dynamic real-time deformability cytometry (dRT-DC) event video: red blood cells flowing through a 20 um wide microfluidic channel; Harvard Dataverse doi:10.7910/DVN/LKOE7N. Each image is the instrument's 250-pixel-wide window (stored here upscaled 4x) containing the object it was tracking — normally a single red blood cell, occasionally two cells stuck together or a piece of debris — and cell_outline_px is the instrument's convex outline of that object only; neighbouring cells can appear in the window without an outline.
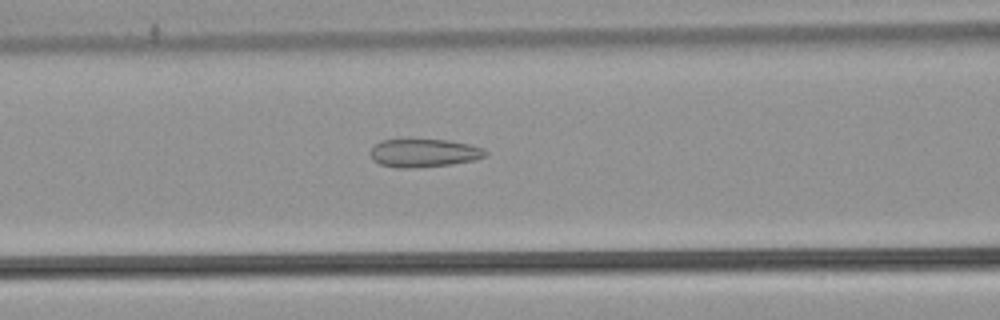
{"species": "common noctule bat (a hibernating species)", "species_latin": "Nyctalus noctula", "temperature_condition": "warm", "stored_images_in_passage": 53, "camera_frame_rate_fps": 3000, "um_per_image_px": 0.085, "animal": {"sex": "male", "body_mass_g": 21.5, "forearm_length_mm": 52.0}, "frame": {"image": 1, "passage_image": 23, "time_ms": 7.333, "image_size_px": [1000, 320], "cell_outline_px": [[488, 152], [484, 156], [472, 160], [452, 164], [416, 168], [396, 168], [380, 164], [372, 160], [368, 152], [380, 140], [404, 136], [448, 140], [468, 144], [484, 148]], "centroid_in_image_um": [35.94, 12.95], "position_along_channel_um": 130.7, "area_um2": 19.88}}
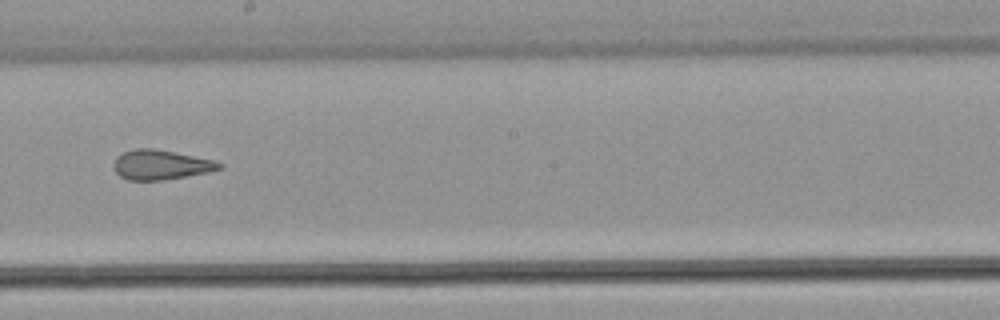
{"frame": {"image": 2, "passage_image": 31, "time_ms": 10.0, "image_size_px": [1000, 320], "cell_outline_px": [[224, 168], [208, 172], [160, 180], [128, 180], [120, 176], [116, 172], [112, 164], [116, 156], [124, 152], [136, 148], [152, 148], [216, 160], [224, 164]], "centroid_in_image_um": [13.67, 14.0], "position_along_channel_um": 234.5, "area_um2": 18.26}}
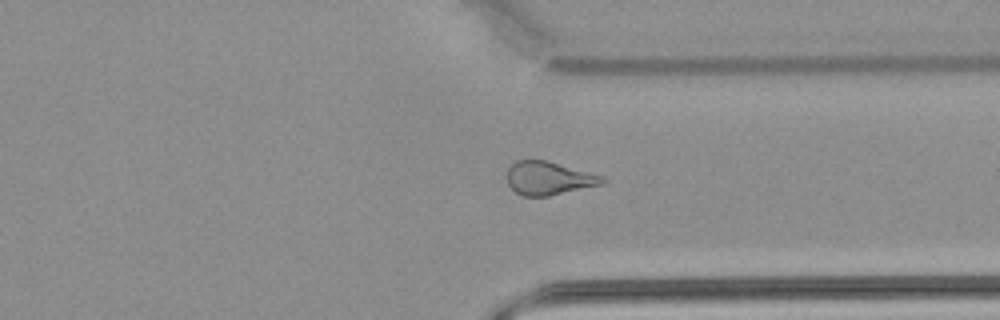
{"frame": {"image": 3, "passage_image": 41, "time_ms": 13.333, "image_size_px": [1000, 320], "cell_outline_px": [[608, 180], [604, 184], [548, 196], [524, 196], [516, 192], [508, 184], [508, 168], [516, 160], [548, 160], [604, 176]], "centroid_in_image_um": [46.69, 15.14], "position_along_channel_um": 364.7, "area_um2": 18.61}, "authors_computed_cell_mechanics": {"area_um2": 20.9814, "velocity_mm_per_s": 3.9019, "shape_relaxation_time_tau1_ms": null, "shape_relaxation_time_tau2_ms": 1.7163, "deformation_change_tau1": null, "deformation_change_tau2": 0.1092}}